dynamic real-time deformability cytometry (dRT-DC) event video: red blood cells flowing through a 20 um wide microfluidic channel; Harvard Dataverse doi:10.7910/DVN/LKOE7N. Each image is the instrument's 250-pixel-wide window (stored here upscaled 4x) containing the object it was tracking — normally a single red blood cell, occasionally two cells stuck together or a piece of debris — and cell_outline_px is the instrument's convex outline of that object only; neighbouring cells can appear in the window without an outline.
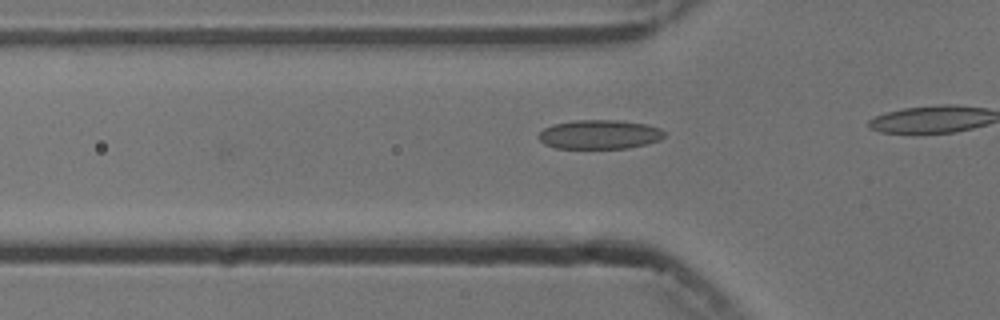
{"species": "common noctule bat (a hibernating species)", "species_latin": "Nyctalus noctula", "temperature_condition": "cold", "stored_images_in_passage": 9, "camera_frame_rate_fps": 3000, "um_per_image_px": 0.085, "animal": {"sex": "male", "body_mass_g": 13.3}, "frame": {"image": 1, "passage_image": 4, "time_ms": 1.0, "image_size_px": [1000, 320], "cell_outline_px": [[664, 136], [660, 140], [628, 148], [556, 148], [544, 144], [540, 140], [540, 132], [544, 128], [552, 124], [576, 120], [616, 120], [648, 124], [660, 128], [664, 132]], "centroid_in_image_um": [50.96, 11.42], "position_along_channel_um": 74.8, "area_um2": 21.27}}
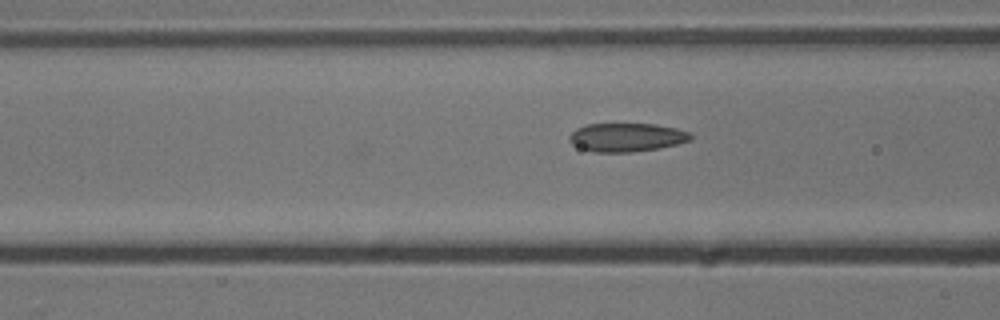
{"frame": {"image": 2, "passage_image": 7, "time_ms": 2.0, "image_size_px": [1000, 320], "cell_outline_px": [[692, 140], [660, 148], [632, 152], [592, 152], [580, 148], [572, 144], [568, 140], [568, 136], [576, 128], [584, 124], [656, 124], [676, 128], [688, 132], [692, 136]], "centroid_in_image_um": [53.23, 11.67], "position_along_channel_um": 113.4, "area_um2": 20.35}}